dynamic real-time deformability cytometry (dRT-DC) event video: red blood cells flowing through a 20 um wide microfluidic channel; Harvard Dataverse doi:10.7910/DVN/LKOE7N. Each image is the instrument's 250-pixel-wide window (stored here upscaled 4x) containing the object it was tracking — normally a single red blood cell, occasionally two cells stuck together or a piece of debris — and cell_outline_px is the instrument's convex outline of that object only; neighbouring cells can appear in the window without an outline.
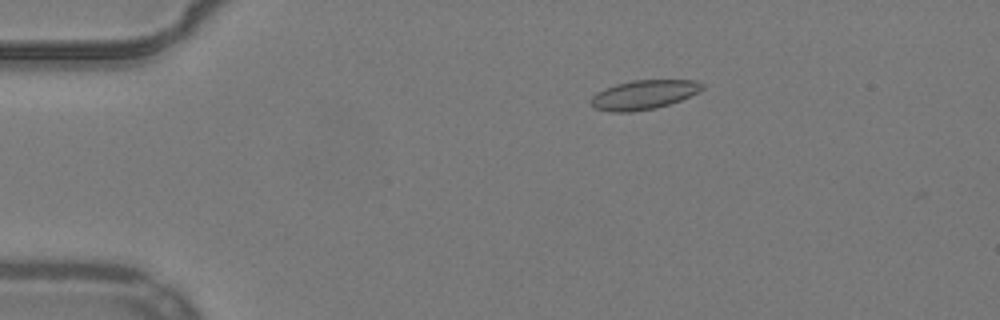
{"species": "common noctule bat (a hibernating species)", "species_latin": "Nyctalus noctula", "temperature_condition": "warm", "stored_images_in_passage": 50, "camera_frame_rate_fps": 3000, "um_per_image_px": 0.085, "animal": {"sex": "male", "body_mass_g": 19.2, "forearm_length_mm": 51.8}, "frame": {"image": 1, "passage_image": 7, "time_ms": 2.0, "image_size_px": [1000, 320], "cell_outline_px": [[704, 88], [700, 92], [680, 100], [656, 108], [632, 112], [608, 112], [592, 108], [592, 96], [596, 92], [616, 84], [632, 80], [696, 80], [704, 84]], "centroid_in_image_um": [54.72, 8.05], "position_along_channel_um": 30.3, "area_um2": 19.07}}
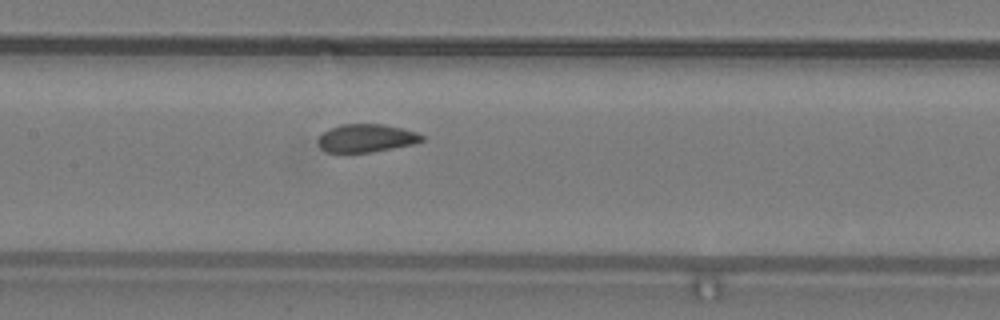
{"frame": {"image": 2, "passage_image": 23, "time_ms": 7.333, "image_size_px": [1000, 320], "cell_outline_px": [[424, 140], [416, 144], [368, 152], [324, 152], [316, 144], [316, 140], [324, 132], [340, 124], [384, 124], [416, 132], [424, 136]], "centroid_in_image_um": [31.12, 11.74], "position_along_channel_um": 176.3, "area_um2": 16.99}}
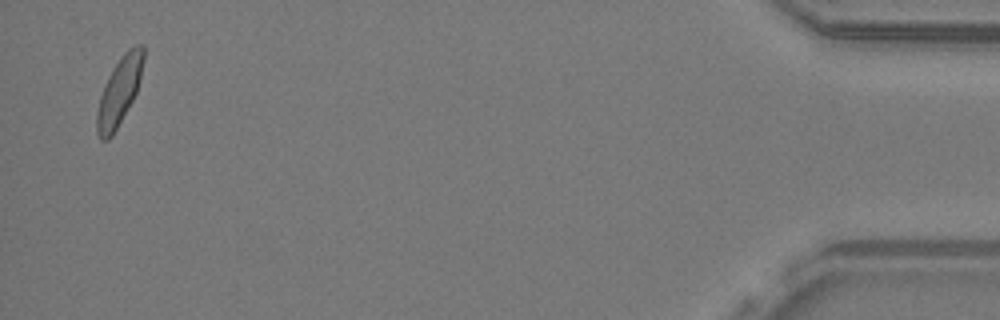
{"frame": {"image": 3, "passage_image": 49, "time_ms": 16.0, "image_size_px": [1000, 320], "cell_outline_px": [[144, 60], [140, 80], [136, 92], [132, 100], [112, 136], [108, 140], [100, 140], [96, 132], [96, 112], [100, 96], [104, 84], [112, 68], [124, 52], [128, 48], [136, 44], [144, 44]], "centroid_in_image_um": [10.13, 7.73], "position_along_channel_um": 425.1, "area_um2": 18.5}, "authors_computed_cell_mechanics": {"area_um2": 18.0914, "velocity_mm_per_s": 3.8802, "shape_relaxation_time_tau1_ms": 10.0277, "shape_relaxation_time_tau2_ms": 0.8471, "deformation_change_tau1": 0.1893, "deformation_change_tau2": 0.0449}}